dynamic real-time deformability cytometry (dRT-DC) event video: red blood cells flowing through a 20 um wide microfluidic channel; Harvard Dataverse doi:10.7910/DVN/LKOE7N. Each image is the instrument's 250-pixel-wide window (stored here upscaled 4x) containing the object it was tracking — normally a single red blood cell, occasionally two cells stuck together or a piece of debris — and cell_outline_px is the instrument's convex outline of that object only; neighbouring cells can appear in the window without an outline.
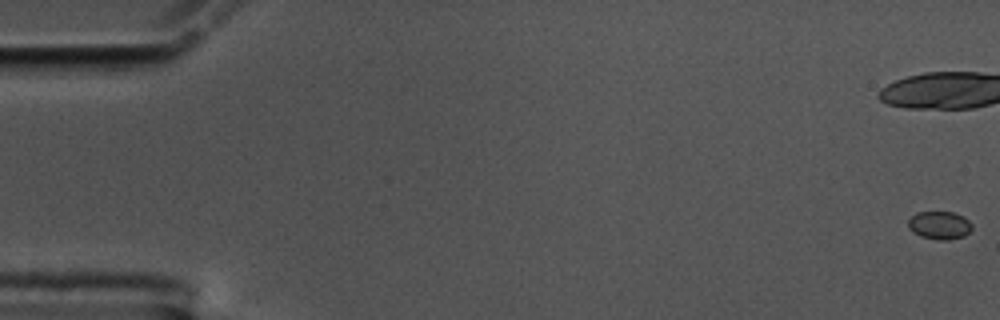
{"species": "common noctule bat (a hibernating species)", "species_latin": "Nyctalus noctula", "temperature_condition": "cold", "stored_images_in_passage": 17, "camera_frame_rate_fps": 3000, "um_per_image_px": 0.085, "animal": {"sex": "male", "body_mass_g": 17.5, "forearm_length_mm": 52.3}, "frame": {"image": 1, "passage_image": 1, "time_ms": 0.0, "image_size_px": [1000, 320], "cell_outline_px": [[972, 228], [964, 236], [948, 240], [936, 240], [920, 236], [912, 232], [908, 228], [908, 220], [916, 212], [952, 212], [964, 216], [972, 224]], "centroid_in_image_um": [79.84, 19.15], "position_along_channel_um": 5.2, "area_um2": 10.52}}